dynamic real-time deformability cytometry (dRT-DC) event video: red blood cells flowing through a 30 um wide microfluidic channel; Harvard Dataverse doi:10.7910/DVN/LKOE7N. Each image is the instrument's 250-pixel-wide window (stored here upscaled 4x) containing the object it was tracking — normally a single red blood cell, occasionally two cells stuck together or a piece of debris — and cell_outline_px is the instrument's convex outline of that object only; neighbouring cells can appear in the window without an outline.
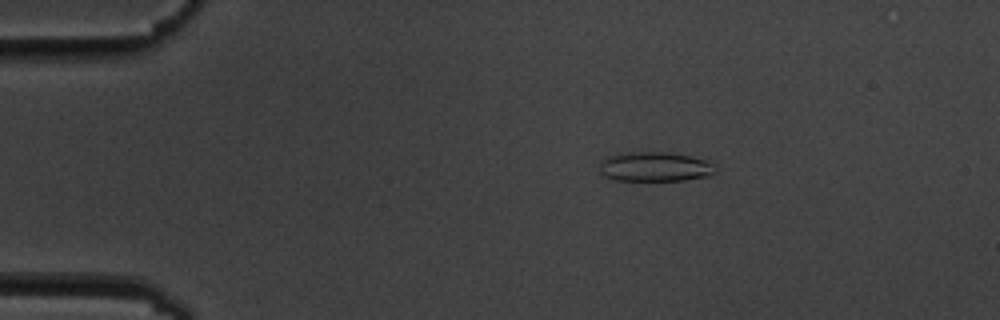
{"species": "common noctule bat (a hibernating species)", "species_latin": "Nyctalus noctula", "temperature_condition": "cold", "stored_images_in_passage": 5, "camera_frame_rate_fps": 3000, "um_per_image_px": 0.085, "animal": {"sex": "male", "body_mass_g": 19.5, "forearm_length_mm": 54.6}, "frame": {"image": 1, "passage_image": 3, "time_ms": 2.333, "image_size_px": [1000, 320], "cell_outline_px": [[716, 172], [708, 176], [684, 180], [616, 180], [604, 176], [600, 172], [600, 164], [604, 156], [620, 152], [668, 152], [692, 156], [704, 160], [716, 168]], "centroid_in_image_um": [55.61, 14.16], "position_along_channel_um": 29.4, "area_um2": 20.06}}